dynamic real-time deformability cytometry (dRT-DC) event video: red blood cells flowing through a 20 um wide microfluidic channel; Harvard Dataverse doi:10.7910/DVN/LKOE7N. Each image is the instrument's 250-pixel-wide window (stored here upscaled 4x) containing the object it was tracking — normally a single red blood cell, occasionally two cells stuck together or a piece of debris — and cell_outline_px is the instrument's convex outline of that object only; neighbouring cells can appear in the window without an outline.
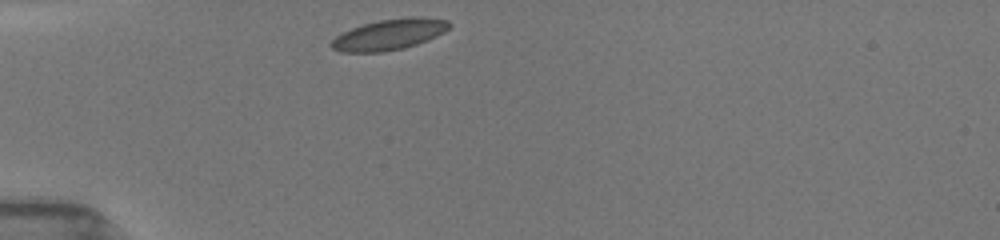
{"species": "common noctule bat (a hibernating species)", "species_latin": "Nyctalus noctula", "temperature_condition": "room temperature", "stored_images_in_passage": 32, "camera_frame_rate_fps": 3000, "um_per_image_px": 0.085, "animal": {"sex": "female", "body_mass_g": 19.5, "forearm_length_mm": 54.1}, "frame": {"image": 1, "passage_image": 1, "time_ms": 0.0, "image_size_px": [1000, 240], "cell_outline_px": [[452, 24], [444, 32], [428, 40], [404, 48], [384, 52], [340, 52], [332, 48], [328, 44], [336, 36], [352, 28], [364, 24], [380, 20], [412, 16], [416, 16], [448, 20]], "centroid_in_image_um": [33.09, 2.94], "position_along_channel_um": 51.9, "area_um2": 21.15}}
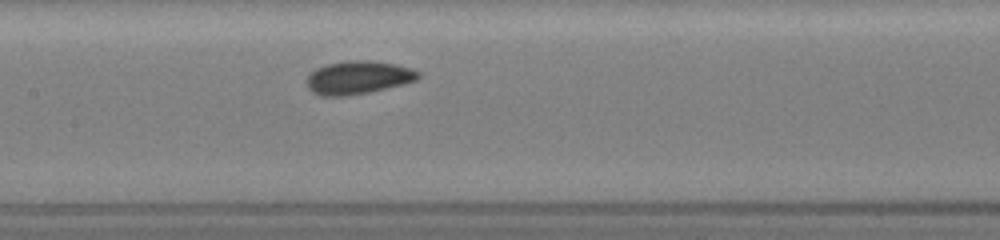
{"frame": {"image": 2, "passage_image": 12, "time_ms": 3.667, "image_size_px": [1000, 240], "cell_outline_px": [[420, 76], [416, 80], [368, 92], [348, 96], [320, 96], [312, 92], [308, 88], [308, 76], [316, 68], [328, 64], [348, 60], [368, 60], [396, 64], [412, 68], [420, 72]], "centroid_in_image_um": [30.44, 6.58], "position_along_channel_um": 177.0, "area_um2": 21.39}}
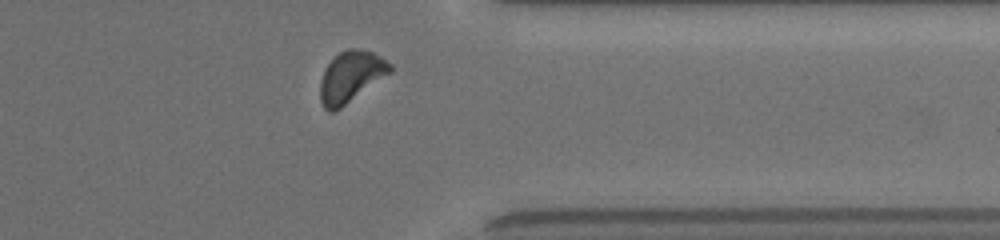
{"frame": {"image": 3, "passage_image": 28, "time_ms": 9.0, "image_size_px": [1000, 240], "cell_outline_px": [[392, 72], [340, 108], [332, 112], [328, 112], [324, 108], [320, 100], [320, 80], [328, 64], [340, 52], [348, 48], [364, 48], [380, 56], [392, 64]], "centroid_in_image_um": [29.84, 6.51], "position_along_channel_um": 381.6, "area_um2": 20.75}, "authors_computed_cell_mechanics": {"area_um2": 20.9236, "velocity_mm_per_s": 3.9216, "shape_relaxation_time_tau1_ms": 1.4136, "shape_relaxation_time_tau2_ms": null, "deformation_change_tau1": 0.0685, "deformation_change_tau2": null}}